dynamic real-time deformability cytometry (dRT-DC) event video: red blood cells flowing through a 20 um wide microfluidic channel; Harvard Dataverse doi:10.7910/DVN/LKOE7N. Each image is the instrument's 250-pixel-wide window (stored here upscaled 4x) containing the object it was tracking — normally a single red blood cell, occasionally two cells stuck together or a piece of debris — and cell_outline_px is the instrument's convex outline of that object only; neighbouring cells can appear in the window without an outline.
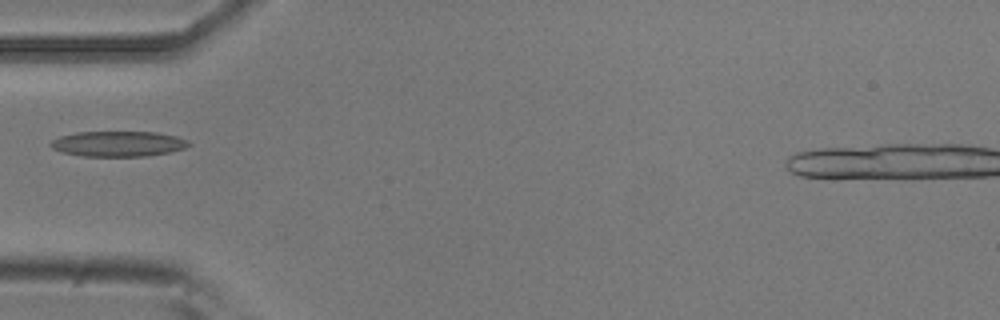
{"species": "common noctule bat (a hibernating species)", "species_latin": "Nyctalus noctula", "temperature_condition": "room temperature", "stored_images_in_passage": 5, "camera_frame_rate_fps": 3000, "um_per_image_px": 0.085, "animal": {"sex": "male", "body_mass_g": 20.5, "forearm_length_mm": 52.5}, "frame": {"image": 1, "passage_image": 4, "time_ms": 1.0, "image_size_px": [1000, 320], "cell_outline_px": [[192, 144], [184, 148], [172, 152], [148, 156], [84, 156], [64, 152], [52, 148], [48, 144], [52, 140], [60, 136], [76, 132], [156, 132], [176, 136], [188, 140]], "centroid_in_image_um": [10.08, 12.22], "position_along_channel_um": 74.9, "area_um2": 20.46}}
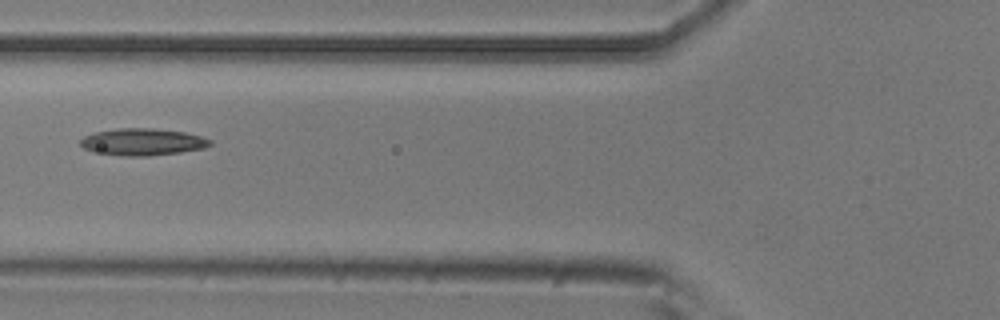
{"frame": {"image": 2, "passage_image": 5, "time_ms": 1.333, "image_size_px": [1000, 320], "cell_outline_px": [[212, 144], [204, 148], [180, 152], [148, 156], [120, 156], [92, 152], [84, 148], [80, 144], [80, 140], [84, 136], [96, 132], [120, 128], [152, 128], [184, 132], [200, 136], [212, 140]], "centroid_in_image_um": [12.1, 12.07], "position_along_channel_um": 113.7, "area_um2": 20.4}}